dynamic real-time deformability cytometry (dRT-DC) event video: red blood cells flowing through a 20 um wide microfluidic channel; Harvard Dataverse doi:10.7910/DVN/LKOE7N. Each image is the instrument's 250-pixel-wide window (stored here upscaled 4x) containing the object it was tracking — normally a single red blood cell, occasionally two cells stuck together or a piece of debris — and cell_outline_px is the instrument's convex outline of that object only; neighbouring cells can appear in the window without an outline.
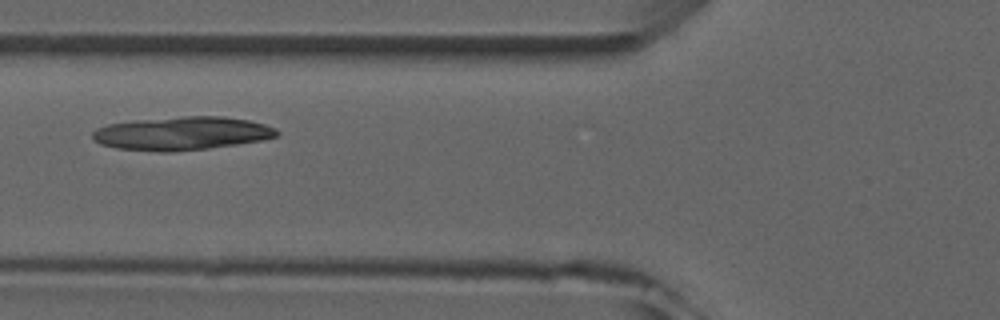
{"species": "common noctule bat (a hibernating species)", "species_latin": "Nyctalus noctula", "temperature_condition": "room temperature", "stored_images_in_passage": 5, "camera_frame_rate_fps": 3000, "um_per_image_px": 0.085, "animal": {"sex": "male", "forearm_length_mm": 52.5}, "frame": {"image": 1, "passage_image": 5, "time_ms": 4.667, "image_size_px": [1000, 320], "cell_outline_px": [[280, 132], [276, 136], [260, 140], [236, 144], [208, 148], [168, 152], [160, 152], [116, 148], [100, 144], [92, 136], [92, 132], [96, 128], [108, 124], [136, 120], [184, 116], [224, 116], [248, 120], [264, 124], [276, 128]], "centroid_in_image_um": [15.45, 11.33], "position_along_channel_um": 110.4, "area_um2": 35.72}}